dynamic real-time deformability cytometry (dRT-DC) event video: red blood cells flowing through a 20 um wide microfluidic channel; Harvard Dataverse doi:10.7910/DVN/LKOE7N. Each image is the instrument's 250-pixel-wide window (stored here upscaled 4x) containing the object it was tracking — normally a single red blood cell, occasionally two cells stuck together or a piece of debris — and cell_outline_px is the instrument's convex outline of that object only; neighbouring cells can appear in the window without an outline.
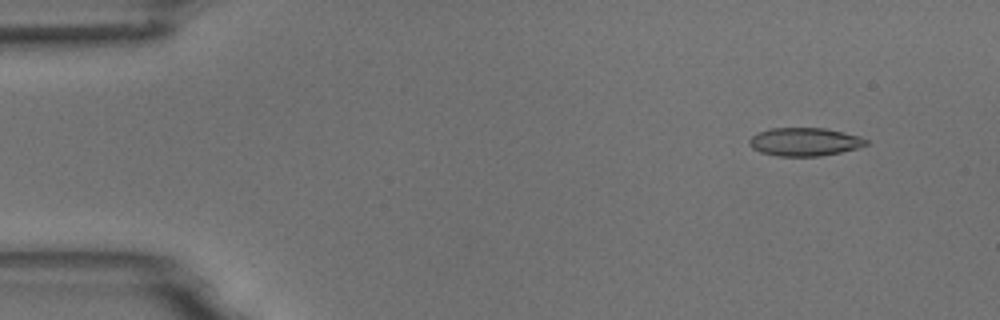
{"species": "common noctule bat (a hibernating species)", "species_latin": "Nyctalus noctula", "temperature_condition": "room temperature", "stored_images_in_passage": 4, "camera_frame_rate_fps": 3000, "um_per_image_px": 0.085, "animal": {"sex": "male", "body_mass_g": 18.8}, "frame": {"image": 1, "passage_image": 1, "time_ms": 0.0, "image_size_px": [1000, 320], "cell_outline_px": [[868, 144], [856, 148], [840, 152], [820, 156], [776, 156], [760, 152], [752, 148], [748, 144], [748, 140], [756, 132], [768, 128], [824, 128], [844, 132], [860, 136], [868, 140]], "centroid_in_image_um": [68.35, 12.05], "position_along_channel_um": 16.7, "area_um2": 19.36}}
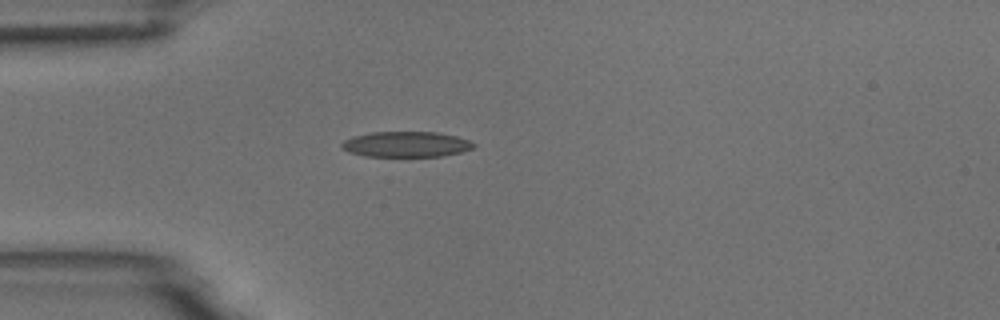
{"frame": {"image": 2, "passage_image": 4, "time_ms": 1.0, "image_size_px": [1000, 320], "cell_outline_px": [[476, 144], [472, 148], [460, 152], [440, 156], [364, 156], [348, 152], [340, 148], [340, 144], [344, 140], [352, 136], [372, 132], [436, 132], [456, 136], [468, 140]], "centroid_in_image_um": [34.46, 12.26], "position_along_channel_um": 50.5, "area_um2": 19.59}}